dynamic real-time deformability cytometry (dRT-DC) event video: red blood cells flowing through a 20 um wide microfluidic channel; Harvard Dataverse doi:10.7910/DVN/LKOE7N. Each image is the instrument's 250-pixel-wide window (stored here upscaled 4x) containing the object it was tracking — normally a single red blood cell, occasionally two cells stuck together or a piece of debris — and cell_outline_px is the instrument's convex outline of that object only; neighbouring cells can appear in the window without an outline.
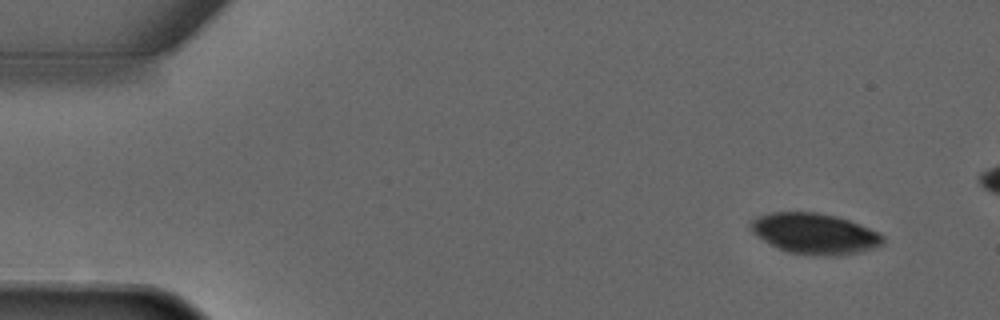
{"species": "common noctule bat (a hibernating species)", "species_latin": "Nyctalus noctula", "temperature_condition": "warm", "stored_images_in_passage": 5, "camera_frame_rate_fps": 3000, "um_per_image_px": 0.085, "animal": {"sex": "male", "forearm_length_mm": 52.5}, "frame": {"image": 1, "passage_image": 2, "time_ms": 1.0, "image_size_px": [1000, 320], "cell_outline_px": [[884, 244], [876, 248], [860, 252], [836, 256], [812, 256], [788, 252], [756, 236], [748, 228], [748, 224], [756, 216], [772, 212], [816, 212], [836, 216], [848, 220], [880, 232], [884, 236]], "centroid_in_image_um": [69.26, 19.86], "position_along_channel_um": 15.7, "area_um2": 31.73}}